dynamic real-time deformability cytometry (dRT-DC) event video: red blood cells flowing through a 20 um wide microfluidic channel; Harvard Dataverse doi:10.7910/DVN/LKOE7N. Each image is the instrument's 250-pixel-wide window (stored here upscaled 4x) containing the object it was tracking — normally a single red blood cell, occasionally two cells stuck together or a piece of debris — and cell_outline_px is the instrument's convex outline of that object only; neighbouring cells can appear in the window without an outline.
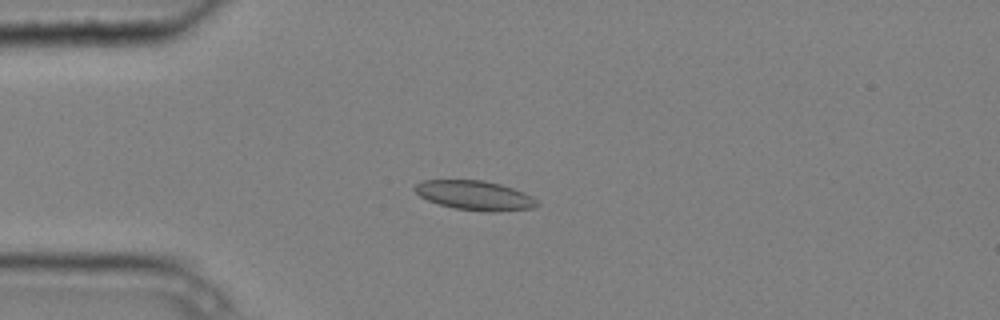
{"species": "common noctule bat (a hibernating species)", "species_latin": "Nyctalus noctula", "temperature_condition": "cold", "stored_images_in_passage": 4, "camera_frame_rate_fps": 3000, "um_per_image_px": 0.085, "animal": {"sex": "male", "body_mass_g": 20.4}, "frame": {"image": 1, "passage_image": 3, "time_ms": 0.667, "image_size_px": [1000, 320], "cell_outline_px": [[540, 204], [536, 208], [496, 212], [488, 212], [456, 208], [440, 204], [428, 200], [420, 196], [412, 188], [416, 184], [424, 180], [484, 180], [500, 184], [524, 192], [532, 196]], "centroid_in_image_um": [40.39, 16.61], "position_along_channel_um": 44.6, "area_um2": 20.98}}